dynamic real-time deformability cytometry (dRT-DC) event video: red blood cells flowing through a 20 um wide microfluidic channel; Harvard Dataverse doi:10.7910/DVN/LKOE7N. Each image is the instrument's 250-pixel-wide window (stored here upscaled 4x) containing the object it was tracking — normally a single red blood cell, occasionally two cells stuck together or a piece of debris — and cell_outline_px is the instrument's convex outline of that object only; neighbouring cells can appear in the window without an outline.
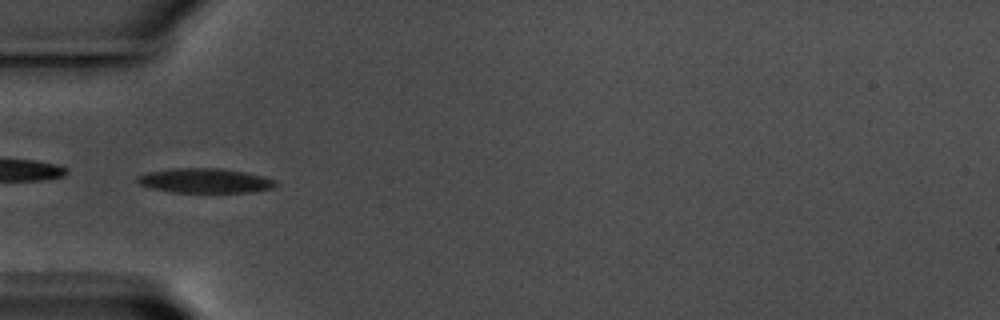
{"species": "common noctule bat (a hibernating species)", "species_latin": "Nyctalus noctula", "temperature_condition": "warm", "stored_images_in_passage": 58, "camera_frame_rate_fps": 3000, "um_per_image_px": 0.085, "animal": {"sex": "male", "body_mass_g": 17.5, "forearm_length_mm": 52.3}, "frame": {"image": 1, "passage_image": 19, "time_ms": 6.0, "image_size_px": [1000, 320], "cell_outline_px": [[280, 184], [272, 188], [252, 192], [172, 192], [152, 188], [140, 184], [136, 180], [136, 176], [148, 172], [172, 168], [220, 168], [244, 172], [276, 180]], "centroid_in_image_um": [17.42, 15.35], "position_along_channel_um": 67.6, "area_um2": 19.77}}
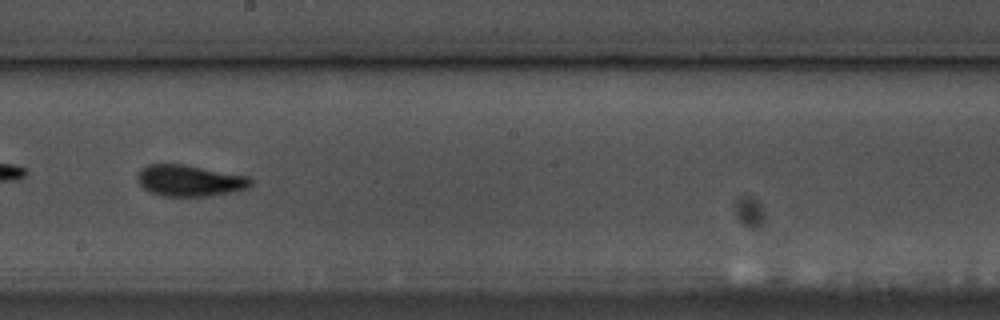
{"frame": {"image": 2, "passage_image": 33, "time_ms": 10.667, "image_size_px": [1000, 320], "cell_outline_px": [[252, 184], [248, 188], [232, 192], [208, 196], [164, 196], [152, 192], [144, 188], [136, 180], [136, 176], [148, 164], [184, 164], [252, 176]], "centroid_in_image_um": [16.18, 15.34], "position_along_channel_um": 232.0, "area_um2": 20.81}}
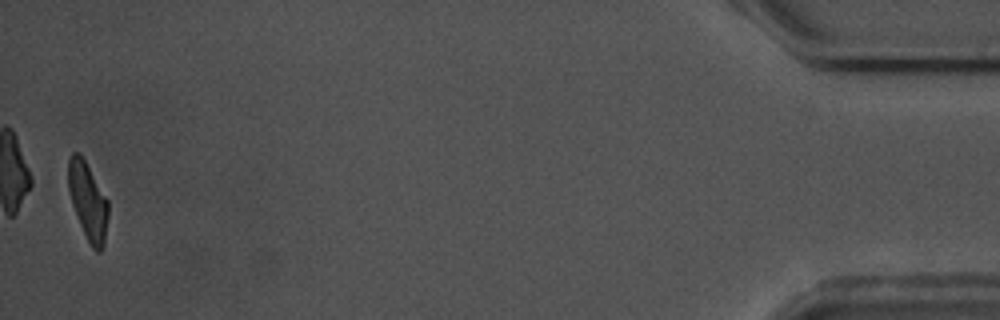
{"frame": {"image": 3, "passage_image": 57, "time_ms": 18.667, "image_size_px": [1000, 320], "cell_outline_px": [[108, 216], [104, 244], [100, 252], [96, 252], [92, 248], [80, 224], [72, 204], [68, 188], [68, 156], [72, 152], [80, 152], [108, 200]], "centroid_in_image_um": [7.47, 17.06], "position_along_channel_um": 427.7, "area_um2": 17.98}, "authors_computed_cell_mechanics": {"area_um2": 19.5364, "velocity_mm_per_s": 3.5525, "shape_relaxation_time_tau1_ms": 3.4943, "shape_relaxation_time_tau2_ms": 1.9839, "deformation_change_tau1": 0.153, "deformation_change_tau2": 0.0845}}